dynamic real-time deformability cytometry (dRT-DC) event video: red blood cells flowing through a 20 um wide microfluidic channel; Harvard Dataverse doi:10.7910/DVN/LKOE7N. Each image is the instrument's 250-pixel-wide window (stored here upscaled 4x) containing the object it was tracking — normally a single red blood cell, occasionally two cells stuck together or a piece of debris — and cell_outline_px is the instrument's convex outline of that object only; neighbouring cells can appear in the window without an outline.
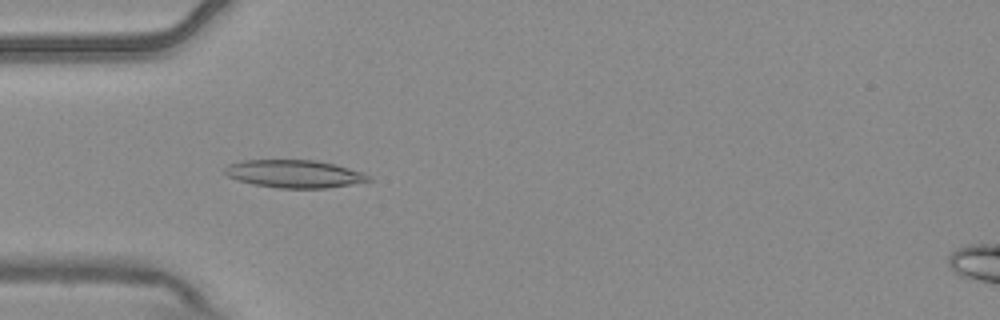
{"species": "common noctule bat (a hibernating species)", "species_latin": "Nyctalus noctula", "temperature_condition": "warm", "stored_images_in_passage": 9, "camera_frame_rate_fps": 3000, "um_per_image_px": 0.085, "animal": {"sex": "male", "body_mass_g": 20.4}, "frame": {"image": 1, "passage_image": 4, "time_ms": 1.0, "image_size_px": [1000, 320], "cell_outline_px": [[372, 180], [328, 188], [276, 188], [252, 184], [236, 180], [228, 176], [224, 172], [224, 168], [228, 164], [244, 160], [316, 160], [336, 164], [364, 172]], "centroid_in_image_um": [25.0, 14.77], "position_along_channel_um": 60.0, "area_um2": 23.41}}
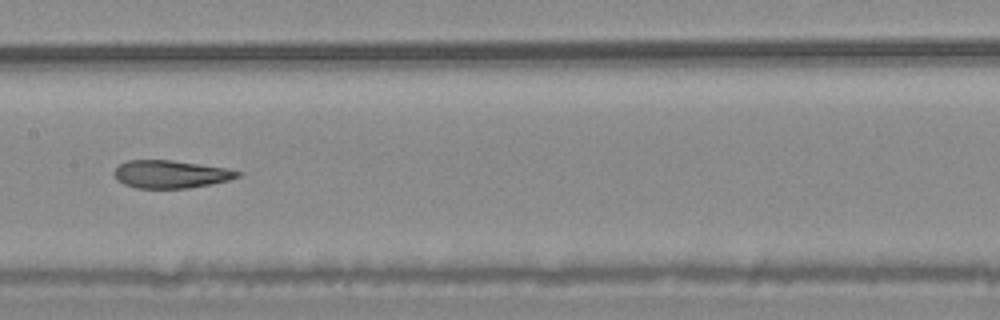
{"frame": {"image": 2, "passage_image": 7, "time_ms": 2.0, "image_size_px": [1000, 320], "cell_outline_px": [[244, 172], [240, 176], [228, 180], [212, 184], [188, 188], [136, 188], [124, 184], [116, 180], [112, 172], [120, 164], [128, 160], [172, 160], [228, 168]], "centroid_in_image_um": [14.52, 14.8], "position_along_channel_um": 192.9, "area_um2": 20.17}}
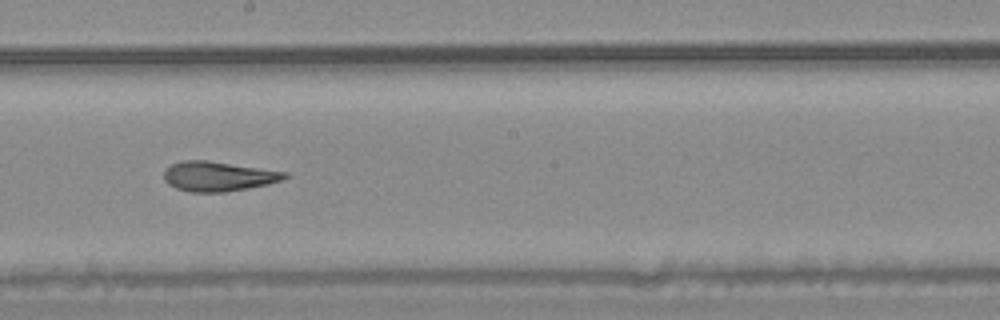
{"frame": {"image": 3, "passage_image": 8, "time_ms": 2.333, "image_size_px": [1000, 320], "cell_outline_px": [[288, 176], [280, 180], [268, 184], [248, 188], [224, 192], [188, 192], [176, 188], [168, 184], [164, 180], [164, 172], [172, 164], [184, 160], [208, 160], [288, 172]], "centroid_in_image_um": [18.54, 14.99], "position_along_channel_um": 229.7, "area_um2": 20.87}}